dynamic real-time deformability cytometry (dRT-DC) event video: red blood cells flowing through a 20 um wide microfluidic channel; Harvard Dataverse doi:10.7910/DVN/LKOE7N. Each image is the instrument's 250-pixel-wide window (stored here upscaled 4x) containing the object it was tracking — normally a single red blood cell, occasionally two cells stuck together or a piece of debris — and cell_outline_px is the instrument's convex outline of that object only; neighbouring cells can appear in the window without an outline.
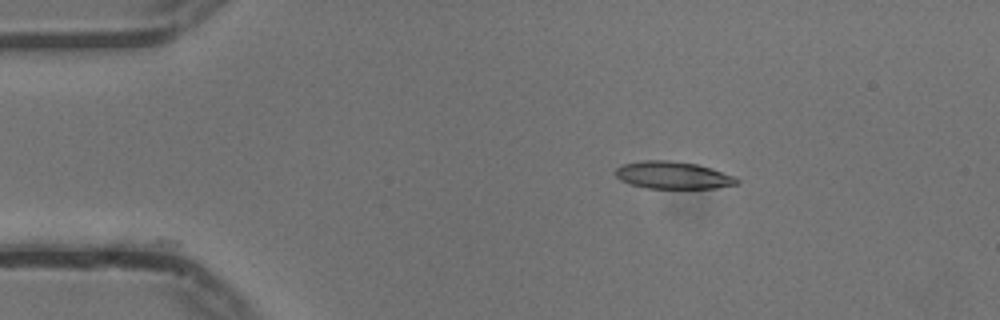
{"species": "common noctule bat (a hibernating species)", "species_latin": "Nyctalus noctula", "temperature_condition": "cold", "stored_images_in_passage": 14, "camera_frame_rate_fps": 3000, "um_per_image_px": 0.085, "animal": {"sex": "male", "body_mass_g": 13.3}, "frame": {"image": 1, "passage_image": 1, "time_ms": 0.0, "image_size_px": [1000, 320], "cell_outline_px": [[740, 184], [716, 188], [644, 188], [620, 180], [616, 176], [616, 168], [624, 164], [644, 160], [668, 160], [696, 164], [712, 168], [736, 176], [740, 180]], "centroid_in_image_um": [57.26, 14.9], "position_along_channel_um": 27.7, "area_um2": 19.42}}
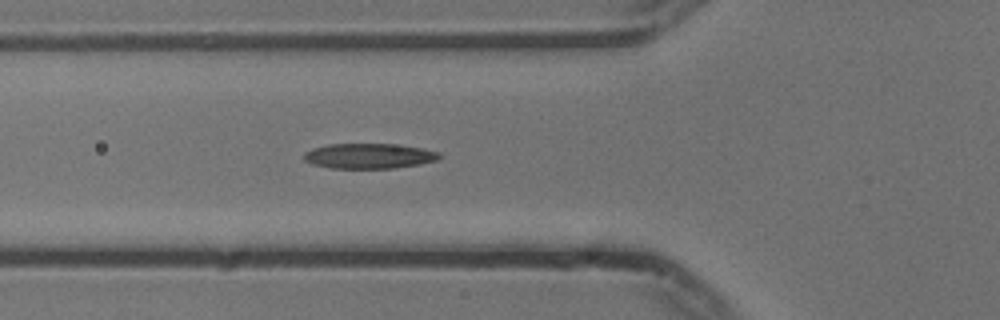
{"frame": {"image": 2, "passage_image": 11, "time_ms": 3.333, "image_size_px": [1000, 320], "cell_outline_px": [[440, 156], [436, 160], [420, 164], [392, 168], [332, 168], [312, 164], [304, 160], [304, 152], [312, 148], [328, 144], [392, 144], [420, 148], [440, 152]], "centroid_in_image_um": [31.33, 13.26], "position_along_channel_um": 94.5, "area_um2": 19.71}}
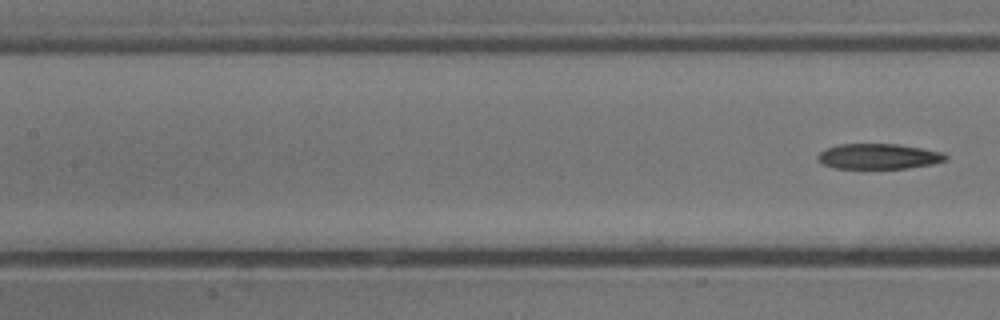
{"frame": {"image": 3, "passage_image": 14, "time_ms": 4.333, "image_size_px": [1000, 320], "cell_outline_px": [[948, 156], [944, 160], [932, 164], [908, 168], [832, 168], [816, 160], [816, 156], [824, 148], [840, 144], [896, 144], [944, 152]], "centroid_in_image_um": [74.63, 13.29], "position_along_channel_um": 132.8, "area_um2": 18.9}}